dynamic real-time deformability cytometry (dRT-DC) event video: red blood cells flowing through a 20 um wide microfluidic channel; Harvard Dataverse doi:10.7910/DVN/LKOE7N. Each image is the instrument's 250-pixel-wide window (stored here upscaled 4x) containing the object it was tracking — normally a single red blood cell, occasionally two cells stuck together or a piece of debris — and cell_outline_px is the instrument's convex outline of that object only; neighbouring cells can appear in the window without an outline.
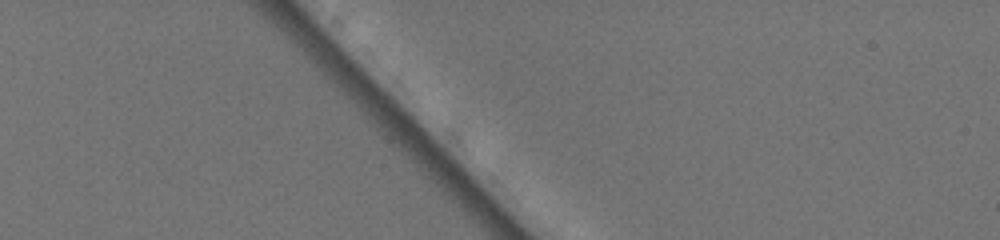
{"species": "common noctule bat (a hibernating species)", "species_latin": "Nyctalus noctula", "temperature_condition": "warm", "stored_images_in_passage": 2, "camera_frame_rate_fps": 3000, "um_per_image_px": 0.085, "animal": {"sex": "female", "body_mass_g": 19.5, "forearm_length_mm": 54.1}, "frame": {"image": 1, "passage_image": 1, "time_ms": 0.0, "image_size_px": [1000, 240], "cell_outline_px": [[512, 116], [492, 124], [484, 124], [472, 112], [468, 104], [468, 96], [472, 76], [488, 80], [504, 92]], "centroid_in_image_um": [41.46, 8.63], "position_along_channel_um": 43.5, "area_um2": 10.4}}